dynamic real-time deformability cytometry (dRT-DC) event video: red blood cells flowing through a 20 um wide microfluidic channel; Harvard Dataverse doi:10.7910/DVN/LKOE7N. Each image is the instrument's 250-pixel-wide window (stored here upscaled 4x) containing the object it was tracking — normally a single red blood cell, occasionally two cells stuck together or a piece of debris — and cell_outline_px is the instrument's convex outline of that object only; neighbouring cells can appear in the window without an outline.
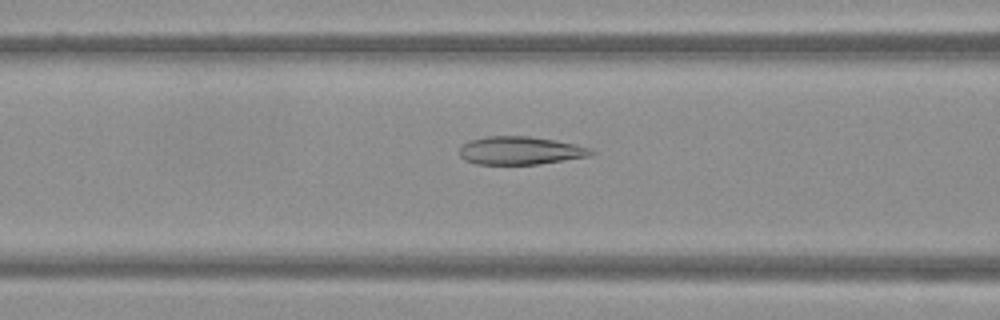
{"species": "Egyptian fruit bat (a non-hibernating species)", "species_latin": "Rousettus aegyptiacus", "temperature_condition": "warm", "stored_images_in_passage": 51, "camera_frame_rate_fps": 3000, "um_per_image_px": 0.085, "frame": {"image": 1, "passage_image": 21, "time_ms": 6.667, "image_size_px": [1000, 320], "cell_outline_px": [[596, 152], [588, 156], [540, 164], [476, 164], [464, 160], [460, 156], [460, 148], [468, 140], [488, 136], [528, 136], [556, 140], [592, 148]], "centroid_in_image_um": [44.22, 12.79], "position_along_channel_um": 122.4, "area_um2": 21.56}}
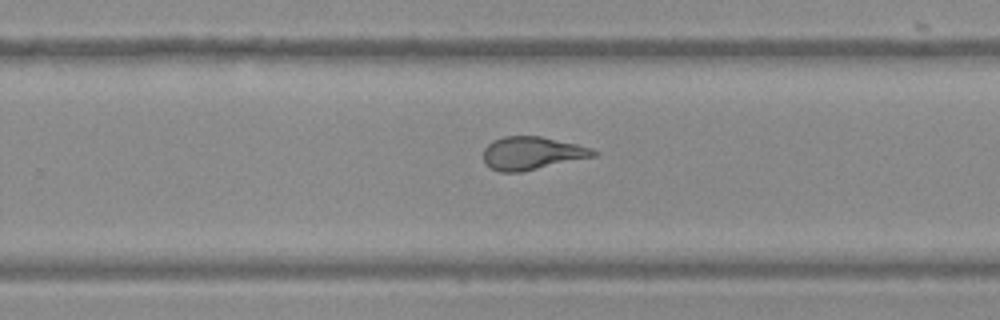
{"frame": {"image": 2, "passage_image": 33, "time_ms": 10.667, "image_size_px": [1000, 320], "cell_outline_px": [[600, 152], [596, 156], [520, 172], [500, 172], [484, 164], [484, 148], [492, 140], [504, 136], [540, 136], [576, 144], [592, 148]], "centroid_in_image_um": [45.21, 13.02], "position_along_channel_um": 284.6, "area_um2": 21.15}}
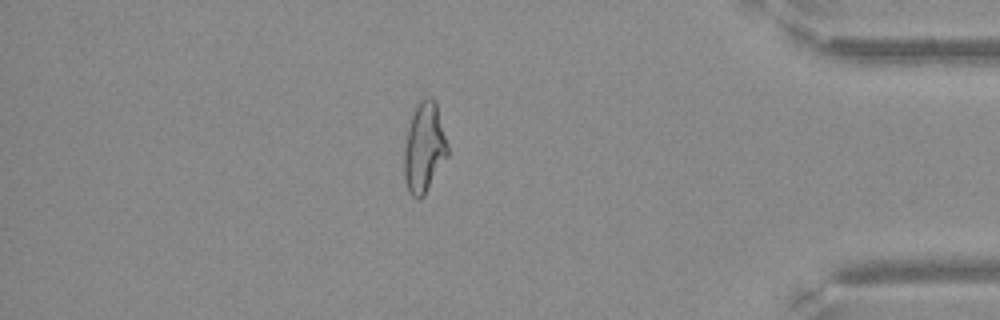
{"frame": {"image": 3, "passage_image": 44, "time_ms": 14.333, "image_size_px": [1000, 320], "cell_outline_px": [[448, 156], [424, 196], [416, 200], [408, 192], [404, 180], [404, 148], [408, 128], [416, 104], [420, 100], [428, 96], [432, 96], [436, 100], [448, 144]], "centroid_in_image_um": [36.06, 12.55], "position_along_channel_um": 399.1, "area_um2": 23.18}}